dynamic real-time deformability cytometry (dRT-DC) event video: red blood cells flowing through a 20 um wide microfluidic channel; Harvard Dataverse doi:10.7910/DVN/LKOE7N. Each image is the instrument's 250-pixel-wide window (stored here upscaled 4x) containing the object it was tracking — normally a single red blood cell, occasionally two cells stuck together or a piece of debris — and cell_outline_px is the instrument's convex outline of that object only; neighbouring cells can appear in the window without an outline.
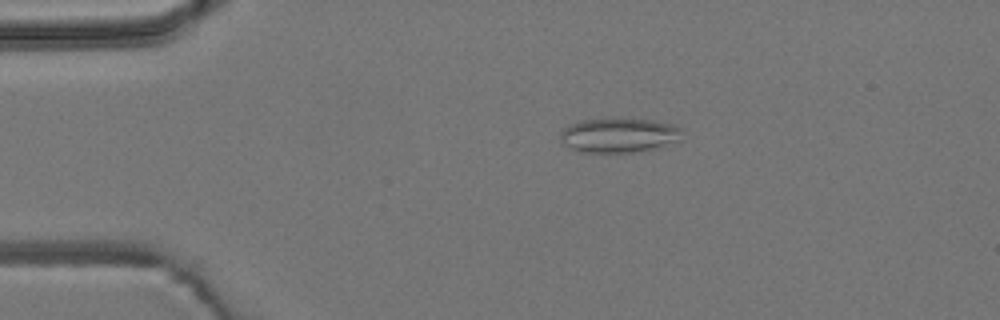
{"species": "common noctule bat (a hibernating species)", "species_latin": "Nyctalus noctula", "temperature_condition": "room temperature", "stored_images_in_passage": 4, "camera_frame_rate_fps": 3000, "um_per_image_px": 0.085, "animal": {"sex": "male", "body_mass_g": 19.2, "forearm_length_mm": 51.8}, "frame": {"image": 1, "passage_image": 3, "time_ms": 3.0, "image_size_px": [1000, 320], "cell_outline_px": [[684, 128], [680, 140], [652, 148], [632, 152], [580, 152], [564, 144], [560, 140], [560, 132], [568, 124], [580, 120], [652, 120], [676, 124]], "centroid_in_image_um": [52.62, 11.5], "position_along_channel_um": 32.4, "area_um2": 24.16}}